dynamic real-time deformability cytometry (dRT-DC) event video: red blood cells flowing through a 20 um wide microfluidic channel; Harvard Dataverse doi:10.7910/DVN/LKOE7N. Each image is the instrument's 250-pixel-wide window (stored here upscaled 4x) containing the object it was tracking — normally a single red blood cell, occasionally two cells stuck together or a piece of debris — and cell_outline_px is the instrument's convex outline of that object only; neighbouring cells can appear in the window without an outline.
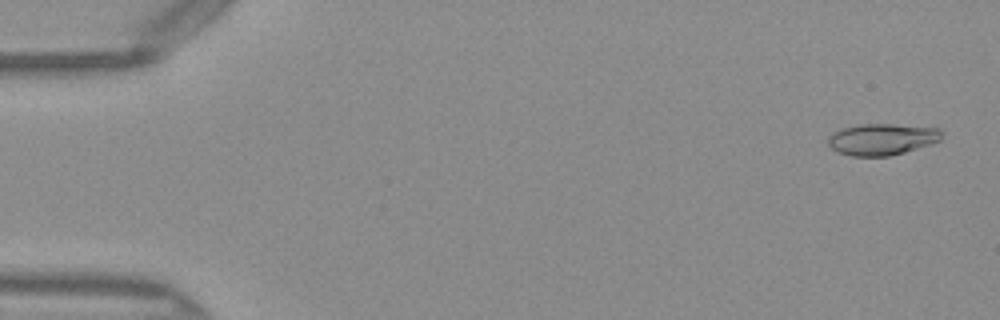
{"species": "Egyptian fruit bat (a non-hibernating species)", "species_latin": "Rousettus aegyptiacus", "temperature_condition": "warm", "stored_images_in_passage": 50, "camera_frame_rate_fps": 3000, "um_per_image_px": 0.085, "frame": {"image": 1, "passage_image": 2, "time_ms": 0.333, "image_size_px": [1000, 320], "cell_outline_px": [[944, 132], [940, 140], [904, 152], [888, 156], [852, 156], [840, 152], [832, 148], [828, 144], [828, 136], [840, 128], [860, 124], [892, 124], [940, 128]], "centroid_in_image_um": [74.96, 11.82], "position_along_channel_um": 10.0, "area_um2": 20.75}}
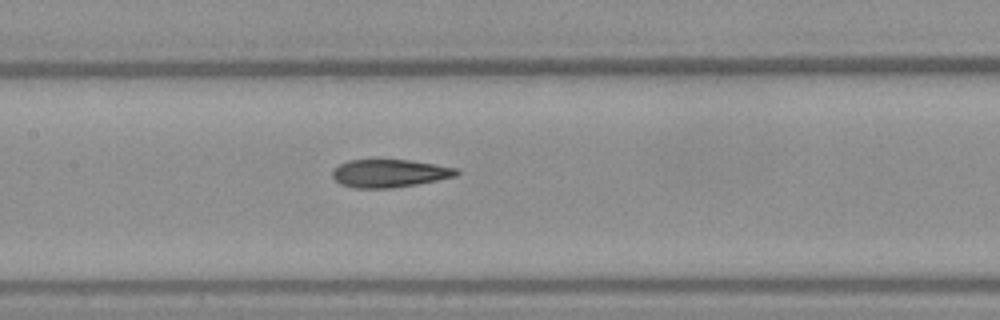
{"frame": {"image": 2, "passage_image": 24, "time_ms": 7.667, "image_size_px": [1000, 320], "cell_outline_px": [[460, 172], [456, 176], [416, 184], [392, 188], [356, 188], [340, 184], [332, 176], [332, 172], [340, 164], [348, 160], [408, 160], [460, 168]], "centroid_in_image_um": [33.13, 14.73], "position_along_channel_um": 174.3, "area_um2": 20.06}}
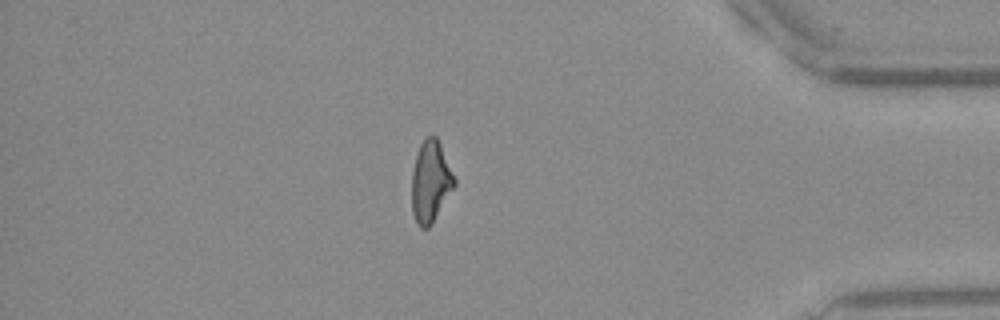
{"frame": {"image": 3, "passage_image": 43, "time_ms": 14.0, "image_size_px": [1000, 320], "cell_outline_px": [[456, 184], [432, 224], [428, 228], [420, 228], [416, 224], [412, 212], [412, 172], [416, 156], [420, 144], [428, 136], [436, 136], [440, 144], [456, 180]], "centroid_in_image_um": [36.59, 15.48], "position_along_channel_um": 398.6, "area_um2": 20.11}, "authors_computed_cell_mechanics": {"area_um2": 20.4034, "velocity_mm_per_s": 4.0802, "shape_relaxation_time_tau1_ms": null, "shape_relaxation_time_tau2_ms": 2.7228, "deformation_change_tau1": null, "deformation_change_tau2": 0.1174}}